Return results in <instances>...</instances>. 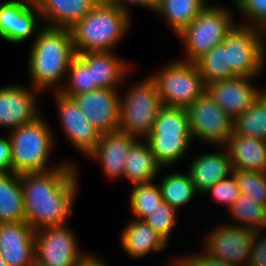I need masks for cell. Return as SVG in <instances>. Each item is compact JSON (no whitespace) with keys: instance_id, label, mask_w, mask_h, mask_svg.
<instances>
[{"instance_id":"1","label":"cell","mask_w":266,"mask_h":266,"mask_svg":"<svg viewBox=\"0 0 266 266\" xmlns=\"http://www.w3.org/2000/svg\"><path fill=\"white\" fill-rule=\"evenodd\" d=\"M66 160L60 167L44 172L21 174L26 222L35 231L66 225L78 196V167Z\"/></svg>"},{"instance_id":"2","label":"cell","mask_w":266,"mask_h":266,"mask_svg":"<svg viewBox=\"0 0 266 266\" xmlns=\"http://www.w3.org/2000/svg\"><path fill=\"white\" fill-rule=\"evenodd\" d=\"M31 44L27 58L30 86L44 94L59 92L77 55L70 29L43 26Z\"/></svg>"},{"instance_id":"3","label":"cell","mask_w":266,"mask_h":266,"mask_svg":"<svg viewBox=\"0 0 266 266\" xmlns=\"http://www.w3.org/2000/svg\"><path fill=\"white\" fill-rule=\"evenodd\" d=\"M131 23L132 17L110 0L97 2L70 28L76 54L114 52L129 32Z\"/></svg>"},{"instance_id":"4","label":"cell","mask_w":266,"mask_h":266,"mask_svg":"<svg viewBox=\"0 0 266 266\" xmlns=\"http://www.w3.org/2000/svg\"><path fill=\"white\" fill-rule=\"evenodd\" d=\"M43 115L7 134L11 141L12 172H44L60 167L64 161L51 165L50 157L58 139ZM50 162V163H49Z\"/></svg>"},{"instance_id":"5","label":"cell","mask_w":266,"mask_h":266,"mask_svg":"<svg viewBox=\"0 0 266 266\" xmlns=\"http://www.w3.org/2000/svg\"><path fill=\"white\" fill-rule=\"evenodd\" d=\"M235 15L231 8L209 2L198 17L176 36L184 46L185 57L179 60L194 62L221 44L237 23Z\"/></svg>"},{"instance_id":"6","label":"cell","mask_w":266,"mask_h":266,"mask_svg":"<svg viewBox=\"0 0 266 266\" xmlns=\"http://www.w3.org/2000/svg\"><path fill=\"white\" fill-rule=\"evenodd\" d=\"M126 89L125 94H121L118 130L145 139L152 132L163 106L157 86L148 75Z\"/></svg>"},{"instance_id":"7","label":"cell","mask_w":266,"mask_h":266,"mask_svg":"<svg viewBox=\"0 0 266 266\" xmlns=\"http://www.w3.org/2000/svg\"><path fill=\"white\" fill-rule=\"evenodd\" d=\"M167 63V64H166ZM151 73L162 105L189 107L206 92V85L193 62L174 59Z\"/></svg>"},{"instance_id":"8","label":"cell","mask_w":266,"mask_h":266,"mask_svg":"<svg viewBox=\"0 0 266 266\" xmlns=\"http://www.w3.org/2000/svg\"><path fill=\"white\" fill-rule=\"evenodd\" d=\"M265 31L236 23L222 42L228 47V67L240 77H260L265 68Z\"/></svg>"},{"instance_id":"9","label":"cell","mask_w":266,"mask_h":266,"mask_svg":"<svg viewBox=\"0 0 266 266\" xmlns=\"http://www.w3.org/2000/svg\"><path fill=\"white\" fill-rule=\"evenodd\" d=\"M193 141L226 147L233 133V118L205 92L187 107Z\"/></svg>"},{"instance_id":"10","label":"cell","mask_w":266,"mask_h":266,"mask_svg":"<svg viewBox=\"0 0 266 266\" xmlns=\"http://www.w3.org/2000/svg\"><path fill=\"white\" fill-rule=\"evenodd\" d=\"M223 222L205 234L202 251L217 260L247 266L256 231Z\"/></svg>"},{"instance_id":"11","label":"cell","mask_w":266,"mask_h":266,"mask_svg":"<svg viewBox=\"0 0 266 266\" xmlns=\"http://www.w3.org/2000/svg\"><path fill=\"white\" fill-rule=\"evenodd\" d=\"M68 225L45 227L35 231V266H73L85 253Z\"/></svg>"},{"instance_id":"12","label":"cell","mask_w":266,"mask_h":266,"mask_svg":"<svg viewBox=\"0 0 266 266\" xmlns=\"http://www.w3.org/2000/svg\"><path fill=\"white\" fill-rule=\"evenodd\" d=\"M62 133L72 147L88 157L98 145L101 133L89 122L73 98L54 92Z\"/></svg>"},{"instance_id":"13","label":"cell","mask_w":266,"mask_h":266,"mask_svg":"<svg viewBox=\"0 0 266 266\" xmlns=\"http://www.w3.org/2000/svg\"><path fill=\"white\" fill-rule=\"evenodd\" d=\"M41 94V91L22 84L0 87V127L5 133L33 122L43 114L38 107Z\"/></svg>"},{"instance_id":"14","label":"cell","mask_w":266,"mask_h":266,"mask_svg":"<svg viewBox=\"0 0 266 266\" xmlns=\"http://www.w3.org/2000/svg\"><path fill=\"white\" fill-rule=\"evenodd\" d=\"M34 0H4L0 2V38L11 44H22L36 38L43 27Z\"/></svg>"},{"instance_id":"15","label":"cell","mask_w":266,"mask_h":266,"mask_svg":"<svg viewBox=\"0 0 266 266\" xmlns=\"http://www.w3.org/2000/svg\"><path fill=\"white\" fill-rule=\"evenodd\" d=\"M258 77L235 76L206 84V93L232 118L246 111L266 89L253 80Z\"/></svg>"},{"instance_id":"16","label":"cell","mask_w":266,"mask_h":266,"mask_svg":"<svg viewBox=\"0 0 266 266\" xmlns=\"http://www.w3.org/2000/svg\"><path fill=\"white\" fill-rule=\"evenodd\" d=\"M72 98L101 134L118 130L121 104L119 88H99L76 94Z\"/></svg>"},{"instance_id":"17","label":"cell","mask_w":266,"mask_h":266,"mask_svg":"<svg viewBox=\"0 0 266 266\" xmlns=\"http://www.w3.org/2000/svg\"><path fill=\"white\" fill-rule=\"evenodd\" d=\"M35 229L26 221L0 223V255L8 266L34 265Z\"/></svg>"},{"instance_id":"18","label":"cell","mask_w":266,"mask_h":266,"mask_svg":"<svg viewBox=\"0 0 266 266\" xmlns=\"http://www.w3.org/2000/svg\"><path fill=\"white\" fill-rule=\"evenodd\" d=\"M137 140L119 130L101 134L96 149L86 159L98 161L110 181L118 180L124 177L128 152Z\"/></svg>"},{"instance_id":"19","label":"cell","mask_w":266,"mask_h":266,"mask_svg":"<svg viewBox=\"0 0 266 266\" xmlns=\"http://www.w3.org/2000/svg\"><path fill=\"white\" fill-rule=\"evenodd\" d=\"M216 149L215 152L200 153L189 159L191 162L188 163L186 171L199 194L204 195L207 189L233 173L226 147H216Z\"/></svg>"},{"instance_id":"20","label":"cell","mask_w":266,"mask_h":266,"mask_svg":"<svg viewBox=\"0 0 266 266\" xmlns=\"http://www.w3.org/2000/svg\"><path fill=\"white\" fill-rule=\"evenodd\" d=\"M89 68H92L95 90L99 88L117 89L126 82L131 73V63H127L114 52H86L77 54ZM125 81V82H123Z\"/></svg>"},{"instance_id":"21","label":"cell","mask_w":266,"mask_h":266,"mask_svg":"<svg viewBox=\"0 0 266 266\" xmlns=\"http://www.w3.org/2000/svg\"><path fill=\"white\" fill-rule=\"evenodd\" d=\"M121 230L120 245L130 258L140 259L149 253L160 252L169 244L143 220L128 219Z\"/></svg>"},{"instance_id":"22","label":"cell","mask_w":266,"mask_h":266,"mask_svg":"<svg viewBox=\"0 0 266 266\" xmlns=\"http://www.w3.org/2000/svg\"><path fill=\"white\" fill-rule=\"evenodd\" d=\"M43 26L70 29L94 7V0H34ZM45 23V25H44Z\"/></svg>"},{"instance_id":"23","label":"cell","mask_w":266,"mask_h":266,"mask_svg":"<svg viewBox=\"0 0 266 266\" xmlns=\"http://www.w3.org/2000/svg\"><path fill=\"white\" fill-rule=\"evenodd\" d=\"M226 149L233 169L266 172V140L232 134Z\"/></svg>"},{"instance_id":"24","label":"cell","mask_w":266,"mask_h":266,"mask_svg":"<svg viewBox=\"0 0 266 266\" xmlns=\"http://www.w3.org/2000/svg\"><path fill=\"white\" fill-rule=\"evenodd\" d=\"M165 169L157 163L148 142L138 139L128 152L124 179L131 185L157 181L159 172Z\"/></svg>"},{"instance_id":"25","label":"cell","mask_w":266,"mask_h":266,"mask_svg":"<svg viewBox=\"0 0 266 266\" xmlns=\"http://www.w3.org/2000/svg\"><path fill=\"white\" fill-rule=\"evenodd\" d=\"M207 5L208 0H159L154 13L164 18L177 36Z\"/></svg>"},{"instance_id":"26","label":"cell","mask_w":266,"mask_h":266,"mask_svg":"<svg viewBox=\"0 0 266 266\" xmlns=\"http://www.w3.org/2000/svg\"><path fill=\"white\" fill-rule=\"evenodd\" d=\"M26 221L21 174H0V223Z\"/></svg>"},{"instance_id":"27","label":"cell","mask_w":266,"mask_h":266,"mask_svg":"<svg viewBox=\"0 0 266 266\" xmlns=\"http://www.w3.org/2000/svg\"><path fill=\"white\" fill-rule=\"evenodd\" d=\"M145 140L162 168H171L182 161L194 142L192 136L148 135Z\"/></svg>"},{"instance_id":"28","label":"cell","mask_w":266,"mask_h":266,"mask_svg":"<svg viewBox=\"0 0 266 266\" xmlns=\"http://www.w3.org/2000/svg\"><path fill=\"white\" fill-rule=\"evenodd\" d=\"M184 172H166L158 182L163 200L176 210L185 207L199 193L187 171Z\"/></svg>"},{"instance_id":"29","label":"cell","mask_w":266,"mask_h":266,"mask_svg":"<svg viewBox=\"0 0 266 266\" xmlns=\"http://www.w3.org/2000/svg\"><path fill=\"white\" fill-rule=\"evenodd\" d=\"M266 140V89L242 114L233 118V133Z\"/></svg>"},{"instance_id":"30","label":"cell","mask_w":266,"mask_h":266,"mask_svg":"<svg viewBox=\"0 0 266 266\" xmlns=\"http://www.w3.org/2000/svg\"><path fill=\"white\" fill-rule=\"evenodd\" d=\"M206 84L229 79L236 75L228 67V47L216 45L193 62Z\"/></svg>"},{"instance_id":"31","label":"cell","mask_w":266,"mask_h":266,"mask_svg":"<svg viewBox=\"0 0 266 266\" xmlns=\"http://www.w3.org/2000/svg\"><path fill=\"white\" fill-rule=\"evenodd\" d=\"M149 135L192 136L187 108L163 105Z\"/></svg>"},{"instance_id":"32","label":"cell","mask_w":266,"mask_h":266,"mask_svg":"<svg viewBox=\"0 0 266 266\" xmlns=\"http://www.w3.org/2000/svg\"><path fill=\"white\" fill-rule=\"evenodd\" d=\"M129 194L130 211L133 218L143 220L150 215L164 200L157 182L134 184Z\"/></svg>"},{"instance_id":"33","label":"cell","mask_w":266,"mask_h":266,"mask_svg":"<svg viewBox=\"0 0 266 266\" xmlns=\"http://www.w3.org/2000/svg\"><path fill=\"white\" fill-rule=\"evenodd\" d=\"M264 210L263 205L241 193L240 197L227 210L229 217L227 223L258 231L263 221Z\"/></svg>"},{"instance_id":"34","label":"cell","mask_w":266,"mask_h":266,"mask_svg":"<svg viewBox=\"0 0 266 266\" xmlns=\"http://www.w3.org/2000/svg\"><path fill=\"white\" fill-rule=\"evenodd\" d=\"M67 81V82H66ZM95 90L92 68L76 55L69 65L67 76L60 93L72 98L76 94L87 93Z\"/></svg>"},{"instance_id":"35","label":"cell","mask_w":266,"mask_h":266,"mask_svg":"<svg viewBox=\"0 0 266 266\" xmlns=\"http://www.w3.org/2000/svg\"><path fill=\"white\" fill-rule=\"evenodd\" d=\"M242 194L266 207V172L233 169Z\"/></svg>"},{"instance_id":"36","label":"cell","mask_w":266,"mask_h":266,"mask_svg":"<svg viewBox=\"0 0 266 266\" xmlns=\"http://www.w3.org/2000/svg\"><path fill=\"white\" fill-rule=\"evenodd\" d=\"M177 210L163 201L150 215L143 221L156 231L168 244L170 243V234L173 232L176 223H178Z\"/></svg>"},{"instance_id":"37","label":"cell","mask_w":266,"mask_h":266,"mask_svg":"<svg viewBox=\"0 0 266 266\" xmlns=\"http://www.w3.org/2000/svg\"><path fill=\"white\" fill-rule=\"evenodd\" d=\"M232 5L243 22L237 23L257 27L266 32V0H232ZM246 19V20H245Z\"/></svg>"},{"instance_id":"38","label":"cell","mask_w":266,"mask_h":266,"mask_svg":"<svg viewBox=\"0 0 266 266\" xmlns=\"http://www.w3.org/2000/svg\"><path fill=\"white\" fill-rule=\"evenodd\" d=\"M208 193L216 203L224 205L226 209H229L241 195L237 178L233 173L204 192Z\"/></svg>"},{"instance_id":"39","label":"cell","mask_w":266,"mask_h":266,"mask_svg":"<svg viewBox=\"0 0 266 266\" xmlns=\"http://www.w3.org/2000/svg\"><path fill=\"white\" fill-rule=\"evenodd\" d=\"M247 266H266V234L256 231Z\"/></svg>"},{"instance_id":"40","label":"cell","mask_w":266,"mask_h":266,"mask_svg":"<svg viewBox=\"0 0 266 266\" xmlns=\"http://www.w3.org/2000/svg\"><path fill=\"white\" fill-rule=\"evenodd\" d=\"M199 254V255H198ZM180 257L189 265V266H241L236 263H229L222 260H217L209 257L203 251L196 254L190 255V252L185 255H180Z\"/></svg>"},{"instance_id":"41","label":"cell","mask_w":266,"mask_h":266,"mask_svg":"<svg viewBox=\"0 0 266 266\" xmlns=\"http://www.w3.org/2000/svg\"><path fill=\"white\" fill-rule=\"evenodd\" d=\"M4 136L0 137V174L12 172L11 141L7 133Z\"/></svg>"},{"instance_id":"42","label":"cell","mask_w":266,"mask_h":266,"mask_svg":"<svg viewBox=\"0 0 266 266\" xmlns=\"http://www.w3.org/2000/svg\"><path fill=\"white\" fill-rule=\"evenodd\" d=\"M110 1L113 2L115 5H117L126 14L131 16L132 12H129L131 6H139L146 8V10L148 9L151 12H155L159 0H110Z\"/></svg>"},{"instance_id":"43","label":"cell","mask_w":266,"mask_h":266,"mask_svg":"<svg viewBox=\"0 0 266 266\" xmlns=\"http://www.w3.org/2000/svg\"><path fill=\"white\" fill-rule=\"evenodd\" d=\"M73 266H109L105 260L100 258L98 255L85 253L80 257V259Z\"/></svg>"},{"instance_id":"44","label":"cell","mask_w":266,"mask_h":266,"mask_svg":"<svg viewBox=\"0 0 266 266\" xmlns=\"http://www.w3.org/2000/svg\"><path fill=\"white\" fill-rule=\"evenodd\" d=\"M169 263L167 264V266H189L180 256H176L173 258H169Z\"/></svg>"},{"instance_id":"45","label":"cell","mask_w":266,"mask_h":266,"mask_svg":"<svg viewBox=\"0 0 266 266\" xmlns=\"http://www.w3.org/2000/svg\"><path fill=\"white\" fill-rule=\"evenodd\" d=\"M258 231H260L262 233L265 231V234H266V207H265V210H264L263 221H262V224L259 227Z\"/></svg>"},{"instance_id":"46","label":"cell","mask_w":266,"mask_h":266,"mask_svg":"<svg viewBox=\"0 0 266 266\" xmlns=\"http://www.w3.org/2000/svg\"><path fill=\"white\" fill-rule=\"evenodd\" d=\"M0 266H8L1 255H0Z\"/></svg>"},{"instance_id":"47","label":"cell","mask_w":266,"mask_h":266,"mask_svg":"<svg viewBox=\"0 0 266 266\" xmlns=\"http://www.w3.org/2000/svg\"><path fill=\"white\" fill-rule=\"evenodd\" d=\"M265 64H266V33H265Z\"/></svg>"},{"instance_id":"48","label":"cell","mask_w":266,"mask_h":266,"mask_svg":"<svg viewBox=\"0 0 266 266\" xmlns=\"http://www.w3.org/2000/svg\"><path fill=\"white\" fill-rule=\"evenodd\" d=\"M94 1L97 3V2H101V1H105V0H94Z\"/></svg>"}]
</instances>
